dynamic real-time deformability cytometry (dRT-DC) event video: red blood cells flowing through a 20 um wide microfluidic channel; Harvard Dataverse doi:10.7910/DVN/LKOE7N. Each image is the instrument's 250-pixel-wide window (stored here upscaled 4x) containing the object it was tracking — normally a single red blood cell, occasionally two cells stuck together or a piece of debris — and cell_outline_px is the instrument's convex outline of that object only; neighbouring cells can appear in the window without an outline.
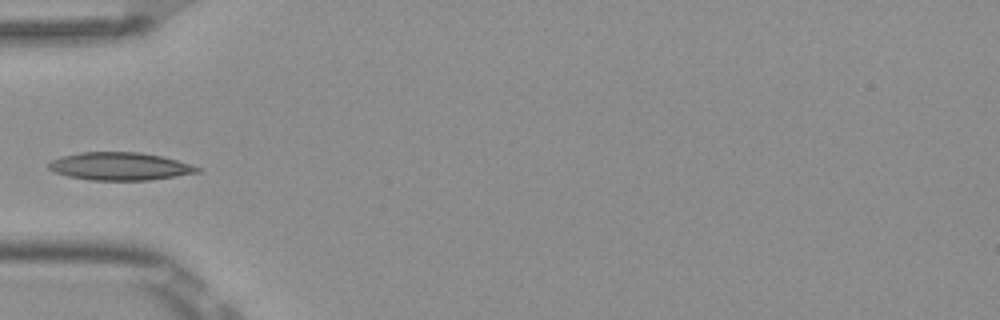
{"species": "Egyptian fruit bat (a non-hibernating species)", "species_latin": "Rousettus aegyptiacus", "temperature_condition": "room temperature", "stored_images_in_passage": 4, "camera_frame_rate_fps": 3000, "um_per_image_px": 0.085, "frame": {"image": 1, "passage_image": 4, "time_ms": 1.0, "image_size_px": [1000, 320], "cell_outline_px": [[200, 172], [176, 176], [148, 180], [92, 180], [68, 176], [52, 172], [48, 168], [48, 164], [52, 160], [60, 156], [80, 152], [140, 152], [160, 156], [176, 160], [200, 168]], "centroid_in_image_um": [10.13, 14.13], "position_along_channel_um": 74.9, "area_um2": 23.99}}